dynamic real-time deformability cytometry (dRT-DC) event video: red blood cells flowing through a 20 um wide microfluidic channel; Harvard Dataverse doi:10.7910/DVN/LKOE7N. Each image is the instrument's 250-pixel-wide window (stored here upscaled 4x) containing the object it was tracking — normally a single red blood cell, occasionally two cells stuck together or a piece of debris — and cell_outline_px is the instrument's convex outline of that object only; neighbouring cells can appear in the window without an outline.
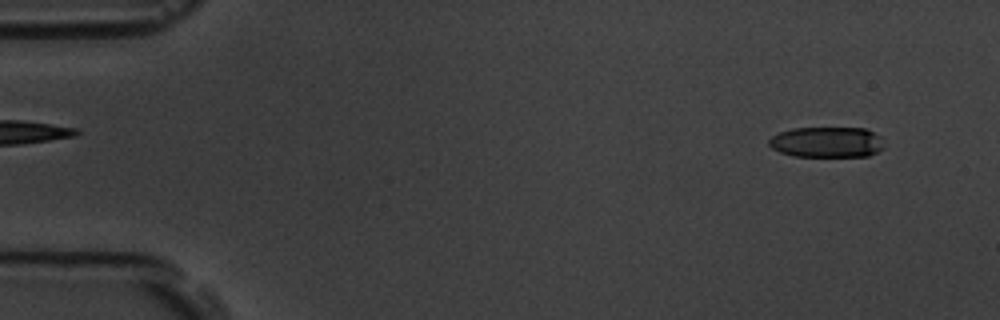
{"species": "common noctule bat (a hibernating species)", "species_latin": "Nyctalus noctula", "temperature_condition": "room temperature", "stored_images_in_passage": 5, "camera_frame_rate_fps": 3000, "um_per_image_px": 0.085, "animal": {"sex": "male", "body_mass_g": 19.5, "forearm_length_mm": 54.6}, "frame": {"image": 1, "passage_image": 1, "time_ms": 0.0, "image_size_px": [1000, 320], "cell_outline_px": [[884, 148], [868, 156], [792, 156], [780, 152], [772, 148], [768, 144], [768, 140], [772, 136], [780, 132], [792, 128], [864, 128], [880, 136]], "centroid_in_image_um": [70.26, 12.08], "position_along_channel_um": 14.7, "area_um2": 20.52}}
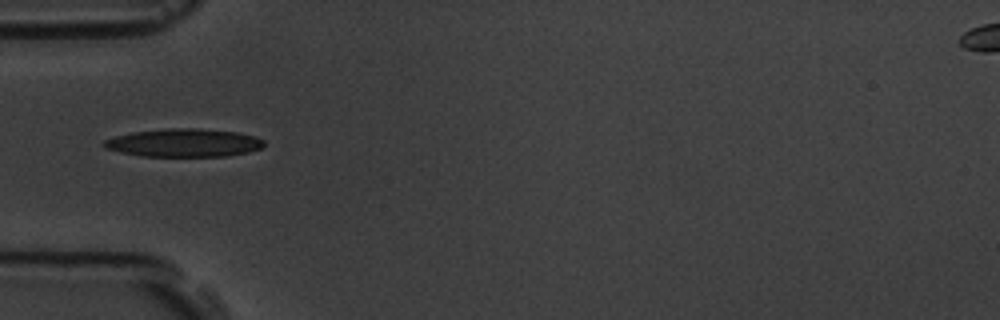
{"frame": {"image": 2, "passage_image": 5, "time_ms": 4.667, "image_size_px": [1000, 320], "cell_outline_px": [[264, 144], [260, 148], [248, 152], [228, 156], [140, 156], [104, 148], [100, 144], [104, 140], [116, 136], [132, 132], [168, 128], [200, 128], [236, 132], [256, 136], [264, 140]], "centroid_in_image_um": [15.62, 12.13], "position_along_channel_um": 69.4, "area_um2": 26.3}}